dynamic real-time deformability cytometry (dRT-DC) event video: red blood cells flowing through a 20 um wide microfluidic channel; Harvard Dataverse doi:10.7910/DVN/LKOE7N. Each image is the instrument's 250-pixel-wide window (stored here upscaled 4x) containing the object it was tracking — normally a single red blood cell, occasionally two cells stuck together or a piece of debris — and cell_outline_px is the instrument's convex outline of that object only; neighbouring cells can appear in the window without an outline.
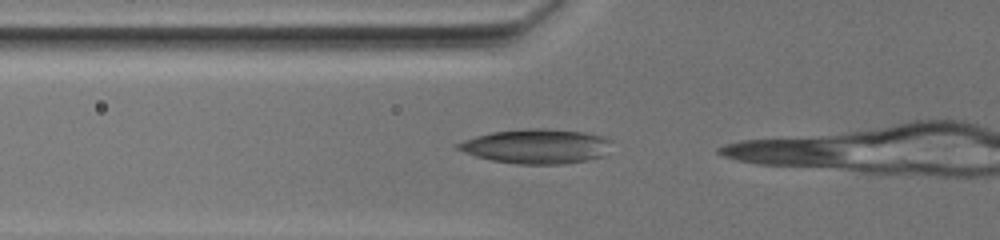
{"species": "common noctule bat (a hibernating species)", "species_latin": "Nyctalus noctula", "temperature_condition": "warm", "stored_images_in_passage": 13, "camera_frame_rate_fps": 3000, "um_per_image_px": 0.085, "animal": {"sex": "female", "body_mass_g": 19.5, "forearm_length_mm": 54.1}, "frame": {"image": 1, "passage_image": 9, "time_ms": 3.333, "image_size_px": [1000, 240], "cell_outline_px": [[612, 140], [604, 156], [588, 160], [564, 164], [516, 164], [492, 160], [476, 156], [456, 148], [456, 144], [464, 140], [476, 136], [492, 132], [540, 128], [584, 132], [604, 136]], "centroid_in_image_um": [45.64, 12.44], "position_along_channel_um": 80.2, "area_um2": 30.69}}
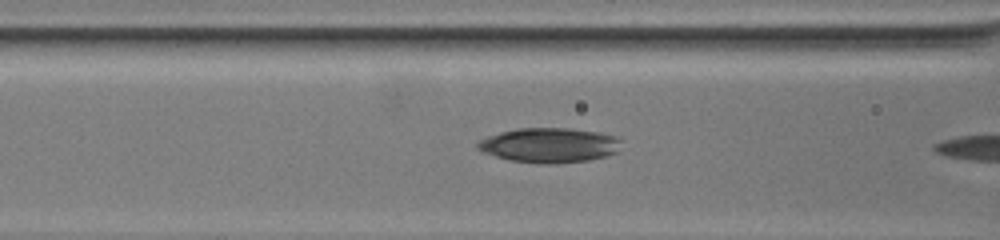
{"frame": {"image": 2, "passage_image": 12, "time_ms": 4.667, "image_size_px": [1000, 240], "cell_outline_px": [[620, 152], [608, 156], [588, 160], [552, 164], [536, 164], [508, 160], [484, 152], [476, 148], [476, 144], [480, 140], [488, 136], [500, 132], [520, 128], [568, 128], [596, 132], [612, 136], [620, 140]], "centroid_in_image_um": [46.69, 12.36], "position_along_channel_um": 119.9, "area_um2": 29.13}}